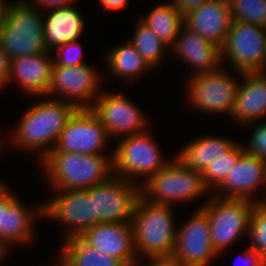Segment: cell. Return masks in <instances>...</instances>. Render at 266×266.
Here are the masks:
<instances>
[{
    "mask_svg": "<svg viewBox=\"0 0 266 266\" xmlns=\"http://www.w3.org/2000/svg\"><path fill=\"white\" fill-rule=\"evenodd\" d=\"M78 109L73 103L56 96L41 99L26 109L9 142L25 151L41 150L42 160L55 148L61 131Z\"/></svg>",
    "mask_w": 266,
    "mask_h": 266,
    "instance_id": "6da1fadb",
    "label": "cell"
},
{
    "mask_svg": "<svg viewBox=\"0 0 266 266\" xmlns=\"http://www.w3.org/2000/svg\"><path fill=\"white\" fill-rule=\"evenodd\" d=\"M111 153L108 156L49 152L40 163L53 191L89 189L113 175V151Z\"/></svg>",
    "mask_w": 266,
    "mask_h": 266,
    "instance_id": "7a4b0ae2",
    "label": "cell"
},
{
    "mask_svg": "<svg viewBox=\"0 0 266 266\" xmlns=\"http://www.w3.org/2000/svg\"><path fill=\"white\" fill-rule=\"evenodd\" d=\"M170 205L148 202L138 197L132 216L134 249L146 259L172 256L177 228Z\"/></svg>",
    "mask_w": 266,
    "mask_h": 266,
    "instance_id": "3957f363",
    "label": "cell"
},
{
    "mask_svg": "<svg viewBox=\"0 0 266 266\" xmlns=\"http://www.w3.org/2000/svg\"><path fill=\"white\" fill-rule=\"evenodd\" d=\"M43 14L26 0L6 2L0 22V47L10 59L47 52Z\"/></svg>",
    "mask_w": 266,
    "mask_h": 266,
    "instance_id": "277c9868",
    "label": "cell"
},
{
    "mask_svg": "<svg viewBox=\"0 0 266 266\" xmlns=\"http://www.w3.org/2000/svg\"><path fill=\"white\" fill-rule=\"evenodd\" d=\"M202 173L186 166L176 156L140 186V195L154 204L170 205L210 194Z\"/></svg>",
    "mask_w": 266,
    "mask_h": 266,
    "instance_id": "5b68a950",
    "label": "cell"
},
{
    "mask_svg": "<svg viewBox=\"0 0 266 266\" xmlns=\"http://www.w3.org/2000/svg\"><path fill=\"white\" fill-rule=\"evenodd\" d=\"M162 154L149 130L122 137L113 149V175L134 183L142 176L141 186L170 162Z\"/></svg>",
    "mask_w": 266,
    "mask_h": 266,
    "instance_id": "8992f818",
    "label": "cell"
},
{
    "mask_svg": "<svg viewBox=\"0 0 266 266\" xmlns=\"http://www.w3.org/2000/svg\"><path fill=\"white\" fill-rule=\"evenodd\" d=\"M200 205L208 215L213 249L220 256L246 233L255 202L248 199L221 198L215 195Z\"/></svg>",
    "mask_w": 266,
    "mask_h": 266,
    "instance_id": "52a82bcc",
    "label": "cell"
},
{
    "mask_svg": "<svg viewBox=\"0 0 266 266\" xmlns=\"http://www.w3.org/2000/svg\"><path fill=\"white\" fill-rule=\"evenodd\" d=\"M265 36L264 27L233 21L220 48L221 66L228 61L236 75L265 72Z\"/></svg>",
    "mask_w": 266,
    "mask_h": 266,
    "instance_id": "ba28073f",
    "label": "cell"
},
{
    "mask_svg": "<svg viewBox=\"0 0 266 266\" xmlns=\"http://www.w3.org/2000/svg\"><path fill=\"white\" fill-rule=\"evenodd\" d=\"M234 78L223 67L190 76L186 84L188 101L201 112L226 113L230 117L239 86Z\"/></svg>",
    "mask_w": 266,
    "mask_h": 266,
    "instance_id": "9c48e42d",
    "label": "cell"
},
{
    "mask_svg": "<svg viewBox=\"0 0 266 266\" xmlns=\"http://www.w3.org/2000/svg\"><path fill=\"white\" fill-rule=\"evenodd\" d=\"M56 196L44 201L43 216L68 225L64 240L80 237L95 226L94 198L89 189L56 190Z\"/></svg>",
    "mask_w": 266,
    "mask_h": 266,
    "instance_id": "30bf717a",
    "label": "cell"
},
{
    "mask_svg": "<svg viewBox=\"0 0 266 266\" xmlns=\"http://www.w3.org/2000/svg\"><path fill=\"white\" fill-rule=\"evenodd\" d=\"M140 196L139 183L112 175L91 187L94 198L95 225L98 223H132L133 210Z\"/></svg>",
    "mask_w": 266,
    "mask_h": 266,
    "instance_id": "8fae6325",
    "label": "cell"
},
{
    "mask_svg": "<svg viewBox=\"0 0 266 266\" xmlns=\"http://www.w3.org/2000/svg\"><path fill=\"white\" fill-rule=\"evenodd\" d=\"M103 91L96 98L91 110L101 120L109 138L127 137L149 130L147 115L137 104L120 92Z\"/></svg>",
    "mask_w": 266,
    "mask_h": 266,
    "instance_id": "7c38bea8",
    "label": "cell"
},
{
    "mask_svg": "<svg viewBox=\"0 0 266 266\" xmlns=\"http://www.w3.org/2000/svg\"><path fill=\"white\" fill-rule=\"evenodd\" d=\"M95 70L87 63L73 67L53 66L51 83L44 97L57 94V99L73 103L79 109L91 108L102 92L101 78Z\"/></svg>",
    "mask_w": 266,
    "mask_h": 266,
    "instance_id": "4fadbf2b",
    "label": "cell"
},
{
    "mask_svg": "<svg viewBox=\"0 0 266 266\" xmlns=\"http://www.w3.org/2000/svg\"><path fill=\"white\" fill-rule=\"evenodd\" d=\"M108 134L91 108H80L61 131L56 146L50 152H69L80 155L103 154Z\"/></svg>",
    "mask_w": 266,
    "mask_h": 266,
    "instance_id": "5bb4252c",
    "label": "cell"
},
{
    "mask_svg": "<svg viewBox=\"0 0 266 266\" xmlns=\"http://www.w3.org/2000/svg\"><path fill=\"white\" fill-rule=\"evenodd\" d=\"M177 228L172 257L186 266H209L219 257L213 249L207 213L198 208L189 219Z\"/></svg>",
    "mask_w": 266,
    "mask_h": 266,
    "instance_id": "9a60e30c",
    "label": "cell"
},
{
    "mask_svg": "<svg viewBox=\"0 0 266 266\" xmlns=\"http://www.w3.org/2000/svg\"><path fill=\"white\" fill-rule=\"evenodd\" d=\"M80 238L90 247L116 258L125 266H138L140 263L134 249L131 223H98Z\"/></svg>",
    "mask_w": 266,
    "mask_h": 266,
    "instance_id": "2e32d148",
    "label": "cell"
},
{
    "mask_svg": "<svg viewBox=\"0 0 266 266\" xmlns=\"http://www.w3.org/2000/svg\"><path fill=\"white\" fill-rule=\"evenodd\" d=\"M264 171V159L245 152L216 188L219 192L213 195L221 198L248 199L255 203L266 202V199L260 200L255 196L260 186L265 187Z\"/></svg>",
    "mask_w": 266,
    "mask_h": 266,
    "instance_id": "e0dca14e",
    "label": "cell"
},
{
    "mask_svg": "<svg viewBox=\"0 0 266 266\" xmlns=\"http://www.w3.org/2000/svg\"><path fill=\"white\" fill-rule=\"evenodd\" d=\"M171 47L174 55L192 68L190 76L221 67L220 48L184 24Z\"/></svg>",
    "mask_w": 266,
    "mask_h": 266,
    "instance_id": "ac0fdd59",
    "label": "cell"
},
{
    "mask_svg": "<svg viewBox=\"0 0 266 266\" xmlns=\"http://www.w3.org/2000/svg\"><path fill=\"white\" fill-rule=\"evenodd\" d=\"M233 21L228 0H208L183 17L184 25L219 48L224 44Z\"/></svg>",
    "mask_w": 266,
    "mask_h": 266,
    "instance_id": "d6986e66",
    "label": "cell"
},
{
    "mask_svg": "<svg viewBox=\"0 0 266 266\" xmlns=\"http://www.w3.org/2000/svg\"><path fill=\"white\" fill-rule=\"evenodd\" d=\"M230 119L239 125L264 121L266 116V72L241 73Z\"/></svg>",
    "mask_w": 266,
    "mask_h": 266,
    "instance_id": "ffe728a7",
    "label": "cell"
},
{
    "mask_svg": "<svg viewBox=\"0 0 266 266\" xmlns=\"http://www.w3.org/2000/svg\"><path fill=\"white\" fill-rule=\"evenodd\" d=\"M53 68L52 52L21 56L10 61L8 82L17 84L28 94L45 96L48 92Z\"/></svg>",
    "mask_w": 266,
    "mask_h": 266,
    "instance_id": "44dd1931",
    "label": "cell"
},
{
    "mask_svg": "<svg viewBox=\"0 0 266 266\" xmlns=\"http://www.w3.org/2000/svg\"><path fill=\"white\" fill-rule=\"evenodd\" d=\"M37 216L43 217V202L28 209L17 198L8 209H2L0 244L10 250V246L31 242L35 237L33 226Z\"/></svg>",
    "mask_w": 266,
    "mask_h": 266,
    "instance_id": "7402d4cb",
    "label": "cell"
},
{
    "mask_svg": "<svg viewBox=\"0 0 266 266\" xmlns=\"http://www.w3.org/2000/svg\"><path fill=\"white\" fill-rule=\"evenodd\" d=\"M72 5L48 10L47 16L43 15L44 43L49 52L65 43L79 40L83 34L86 21Z\"/></svg>",
    "mask_w": 266,
    "mask_h": 266,
    "instance_id": "603a6c76",
    "label": "cell"
},
{
    "mask_svg": "<svg viewBox=\"0 0 266 266\" xmlns=\"http://www.w3.org/2000/svg\"><path fill=\"white\" fill-rule=\"evenodd\" d=\"M236 143L223 136H202L180 148L176 157L189 168L202 173L213 160L229 151Z\"/></svg>",
    "mask_w": 266,
    "mask_h": 266,
    "instance_id": "cb8c5ba5",
    "label": "cell"
},
{
    "mask_svg": "<svg viewBox=\"0 0 266 266\" xmlns=\"http://www.w3.org/2000/svg\"><path fill=\"white\" fill-rule=\"evenodd\" d=\"M106 61L110 73L122 80H128V83L136 81L149 69H153L129 40L125 44L114 46L108 52Z\"/></svg>",
    "mask_w": 266,
    "mask_h": 266,
    "instance_id": "d4e9b609",
    "label": "cell"
},
{
    "mask_svg": "<svg viewBox=\"0 0 266 266\" xmlns=\"http://www.w3.org/2000/svg\"><path fill=\"white\" fill-rule=\"evenodd\" d=\"M59 257L67 266H125L116 258L90 247L80 237L63 240Z\"/></svg>",
    "mask_w": 266,
    "mask_h": 266,
    "instance_id": "484cf974",
    "label": "cell"
},
{
    "mask_svg": "<svg viewBox=\"0 0 266 266\" xmlns=\"http://www.w3.org/2000/svg\"><path fill=\"white\" fill-rule=\"evenodd\" d=\"M140 20L154 31L169 48L175 42L180 28L184 24L183 17L172 3L167 2L156 4L148 15L141 16Z\"/></svg>",
    "mask_w": 266,
    "mask_h": 266,
    "instance_id": "4316f807",
    "label": "cell"
},
{
    "mask_svg": "<svg viewBox=\"0 0 266 266\" xmlns=\"http://www.w3.org/2000/svg\"><path fill=\"white\" fill-rule=\"evenodd\" d=\"M133 36L128 39L143 59L152 67L158 66L168 51V45L146 24L138 19Z\"/></svg>",
    "mask_w": 266,
    "mask_h": 266,
    "instance_id": "83f0119b",
    "label": "cell"
},
{
    "mask_svg": "<svg viewBox=\"0 0 266 266\" xmlns=\"http://www.w3.org/2000/svg\"><path fill=\"white\" fill-rule=\"evenodd\" d=\"M244 153V145L236 143L229 151L213 160L205 168L202 172V177L204 184L210 192L215 190L224 181L227 174L235 167Z\"/></svg>",
    "mask_w": 266,
    "mask_h": 266,
    "instance_id": "f1b7e54d",
    "label": "cell"
},
{
    "mask_svg": "<svg viewBox=\"0 0 266 266\" xmlns=\"http://www.w3.org/2000/svg\"><path fill=\"white\" fill-rule=\"evenodd\" d=\"M234 21L266 28V0H228Z\"/></svg>",
    "mask_w": 266,
    "mask_h": 266,
    "instance_id": "f546056e",
    "label": "cell"
},
{
    "mask_svg": "<svg viewBox=\"0 0 266 266\" xmlns=\"http://www.w3.org/2000/svg\"><path fill=\"white\" fill-rule=\"evenodd\" d=\"M250 248L257 252L262 259H266V202L255 203L248 230Z\"/></svg>",
    "mask_w": 266,
    "mask_h": 266,
    "instance_id": "4dcf8cb0",
    "label": "cell"
},
{
    "mask_svg": "<svg viewBox=\"0 0 266 266\" xmlns=\"http://www.w3.org/2000/svg\"><path fill=\"white\" fill-rule=\"evenodd\" d=\"M55 50L52 51L56 54L55 57L53 55V66L73 67L86 64L82 58V45L78 40L65 43Z\"/></svg>",
    "mask_w": 266,
    "mask_h": 266,
    "instance_id": "1f68e13d",
    "label": "cell"
},
{
    "mask_svg": "<svg viewBox=\"0 0 266 266\" xmlns=\"http://www.w3.org/2000/svg\"><path fill=\"white\" fill-rule=\"evenodd\" d=\"M251 124H256V126L252 129L250 141L244 147L245 152L266 159V120L247 125Z\"/></svg>",
    "mask_w": 266,
    "mask_h": 266,
    "instance_id": "d6a6232c",
    "label": "cell"
},
{
    "mask_svg": "<svg viewBox=\"0 0 266 266\" xmlns=\"http://www.w3.org/2000/svg\"><path fill=\"white\" fill-rule=\"evenodd\" d=\"M208 0H173L171 3L178 11V13L184 17L188 13L198 9Z\"/></svg>",
    "mask_w": 266,
    "mask_h": 266,
    "instance_id": "836d02e7",
    "label": "cell"
},
{
    "mask_svg": "<svg viewBox=\"0 0 266 266\" xmlns=\"http://www.w3.org/2000/svg\"><path fill=\"white\" fill-rule=\"evenodd\" d=\"M32 7L37 8L38 10L43 7L45 10H52L55 8H60V7H64V6H68L71 5L72 3H74V0H34V2L32 0H30V2L28 0H26ZM32 1V2H31Z\"/></svg>",
    "mask_w": 266,
    "mask_h": 266,
    "instance_id": "e575fe53",
    "label": "cell"
},
{
    "mask_svg": "<svg viewBox=\"0 0 266 266\" xmlns=\"http://www.w3.org/2000/svg\"><path fill=\"white\" fill-rule=\"evenodd\" d=\"M11 59L0 47V89L8 84Z\"/></svg>",
    "mask_w": 266,
    "mask_h": 266,
    "instance_id": "d590c367",
    "label": "cell"
},
{
    "mask_svg": "<svg viewBox=\"0 0 266 266\" xmlns=\"http://www.w3.org/2000/svg\"><path fill=\"white\" fill-rule=\"evenodd\" d=\"M14 192L10 190L7 184L0 189V227L2 219V209H8V207L18 198Z\"/></svg>",
    "mask_w": 266,
    "mask_h": 266,
    "instance_id": "8d00e7d4",
    "label": "cell"
},
{
    "mask_svg": "<svg viewBox=\"0 0 266 266\" xmlns=\"http://www.w3.org/2000/svg\"><path fill=\"white\" fill-rule=\"evenodd\" d=\"M147 260L149 263L148 265L146 264L145 266H186V265H183L179 260L175 259L172 256L153 257V258H148Z\"/></svg>",
    "mask_w": 266,
    "mask_h": 266,
    "instance_id": "74e56055",
    "label": "cell"
},
{
    "mask_svg": "<svg viewBox=\"0 0 266 266\" xmlns=\"http://www.w3.org/2000/svg\"><path fill=\"white\" fill-rule=\"evenodd\" d=\"M241 256L244 258V266H261L263 259L250 247L242 252Z\"/></svg>",
    "mask_w": 266,
    "mask_h": 266,
    "instance_id": "f35d334b",
    "label": "cell"
},
{
    "mask_svg": "<svg viewBox=\"0 0 266 266\" xmlns=\"http://www.w3.org/2000/svg\"><path fill=\"white\" fill-rule=\"evenodd\" d=\"M104 10L115 11L125 8L128 0H98Z\"/></svg>",
    "mask_w": 266,
    "mask_h": 266,
    "instance_id": "ab89813d",
    "label": "cell"
},
{
    "mask_svg": "<svg viewBox=\"0 0 266 266\" xmlns=\"http://www.w3.org/2000/svg\"><path fill=\"white\" fill-rule=\"evenodd\" d=\"M7 253H8V249L5 246H3V245L0 244V262L1 263H2L3 258L5 256H7L6 255Z\"/></svg>",
    "mask_w": 266,
    "mask_h": 266,
    "instance_id": "60d3db41",
    "label": "cell"
},
{
    "mask_svg": "<svg viewBox=\"0 0 266 266\" xmlns=\"http://www.w3.org/2000/svg\"><path fill=\"white\" fill-rule=\"evenodd\" d=\"M5 0H0V22L2 20L3 12H4V7H5Z\"/></svg>",
    "mask_w": 266,
    "mask_h": 266,
    "instance_id": "b9f144b4",
    "label": "cell"
},
{
    "mask_svg": "<svg viewBox=\"0 0 266 266\" xmlns=\"http://www.w3.org/2000/svg\"><path fill=\"white\" fill-rule=\"evenodd\" d=\"M58 260H59V261H57L58 263L54 266H67V264H65V262L60 257Z\"/></svg>",
    "mask_w": 266,
    "mask_h": 266,
    "instance_id": "7bdbcfd3",
    "label": "cell"
},
{
    "mask_svg": "<svg viewBox=\"0 0 266 266\" xmlns=\"http://www.w3.org/2000/svg\"><path fill=\"white\" fill-rule=\"evenodd\" d=\"M264 169H265V176H264V184L266 186V159H264Z\"/></svg>",
    "mask_w": 266,
    "mask_h": 266,
    "instance_id": "ee69618b",
    "label": "cell"
},
{
    "mask_svg": "<svg viewBox=\"0 0 266 266\" xmlns=\"http://www.w3.org/2000/svg\"><path fill=\"white\" fill-rule=\"evenodd\" d=\"M0 136H2V135H0ZM1 139H3L2 137H0V152H1V150H2V147H4L3 145V143H4V141L3 140H1Z\"/></svg>",
    "mask_w": 266,
    "mask_h": 266,
    "instance_id": "f6af8a7d",
    "label": "cell"
},
{
    "mask_svg": "<svg viewBox=\"0 0 266 266\" xmlns=\"http://www.w3.org/2000/svg\"><path fill=\"white\" fill-rule=\"evenodd\" d=\"M265 72H266V36H265Z\"/></svg>",
    "mask_w": 266,
    "mask_h": 266,
    "instance_id": "bcb514c9",
    "label": "cell"
},
{
    "mask_svg": "<svg viewBox=\"0 0 266 266\" xmlns=\"http://www.w3.org/2000/svg\"><path fill=\"white\" fill-rule=\"evenodd\" d=\"M6 183L4 181H0V189L5 185Z\"/></svg>",
    "mask_w": 266,
    "mask_h": 266,
    "instance_id": "7dc6e473",
    "label": "cell"
},
{
    "mask_svg": "<svg viewBox=\"0 0 266 266\" xmlns=\"http://www.w3.org/2000/svg\"><path fill=\"white\" fill-rule=\"evenodd\" d=\"M261 266H266V259L262 260Z\"/></svg>",
    "mask_w": 266,
    "mask_h": 266,
    "instance_id": "c3c4849f",
    "label": "cell"
}]
</instances>
